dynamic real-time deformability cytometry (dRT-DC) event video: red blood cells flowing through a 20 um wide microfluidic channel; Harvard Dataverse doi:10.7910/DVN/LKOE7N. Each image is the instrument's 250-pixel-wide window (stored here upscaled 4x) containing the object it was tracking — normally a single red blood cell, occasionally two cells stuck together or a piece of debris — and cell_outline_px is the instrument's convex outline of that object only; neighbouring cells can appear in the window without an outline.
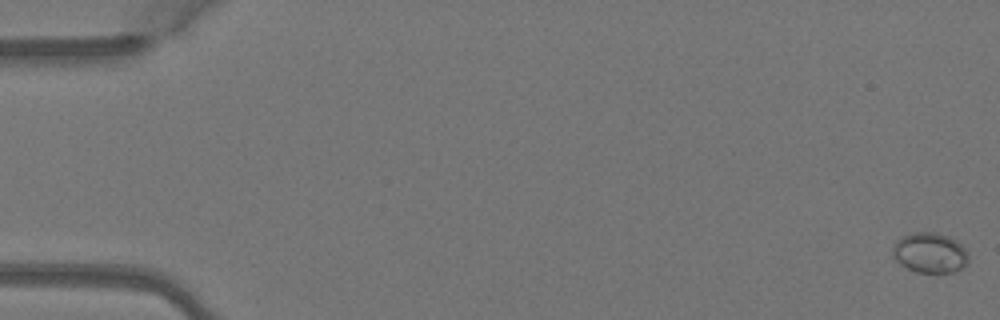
{"species": "Egyptian fruit bat (a non-hibernating species)", "species_latin": "Rousettus aegyptiacus", "temperature_condition": "warm", "stored_images_in_passage": 5, "camera_frame_rate_fps": 3000, "um_per_image_px": 0.085, "animal": {"sex": "female"}, "frame": {"image": 1, "passage_image": 1, "time_ms": 0.0, "image_size_px": [1000, 320], "cell_outline_px": [[968, 264], [952, 272], [940, 276], [916, 272], [900, 264], [892, 256], [892, 248], [896, 240], [904, 236], [916, 232], [936, 232], [948, 236], [956, 240], [968, 252]], "centroid_in_image_um": [79.05, 21.53], "position_along_channel_um": 5.9, "area_um2": 18.26}}
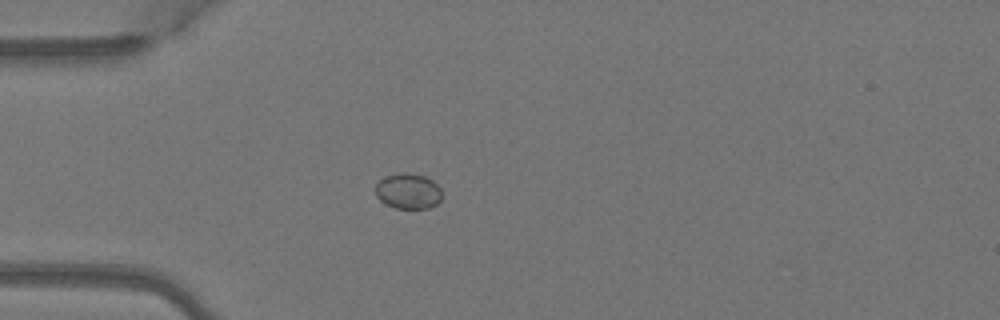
{"frame": {"image": 2, "passage_image": 5, "time_ms": 1.333, "image_size_px": [1000, 320], "cell_outline_px": [[444, 196], [436, 204], [428, 208], [396, 208], [384, 204], [376, 196], [376, 184], [380, 180], [388, 176], [404, 172], [408, 172], [424, 176], [432, 180], [440, 188]], "centroid_in_image_um": [34.71, 16.26], "position_along_channel_um": 50.3, "area_um2": 13.76}}